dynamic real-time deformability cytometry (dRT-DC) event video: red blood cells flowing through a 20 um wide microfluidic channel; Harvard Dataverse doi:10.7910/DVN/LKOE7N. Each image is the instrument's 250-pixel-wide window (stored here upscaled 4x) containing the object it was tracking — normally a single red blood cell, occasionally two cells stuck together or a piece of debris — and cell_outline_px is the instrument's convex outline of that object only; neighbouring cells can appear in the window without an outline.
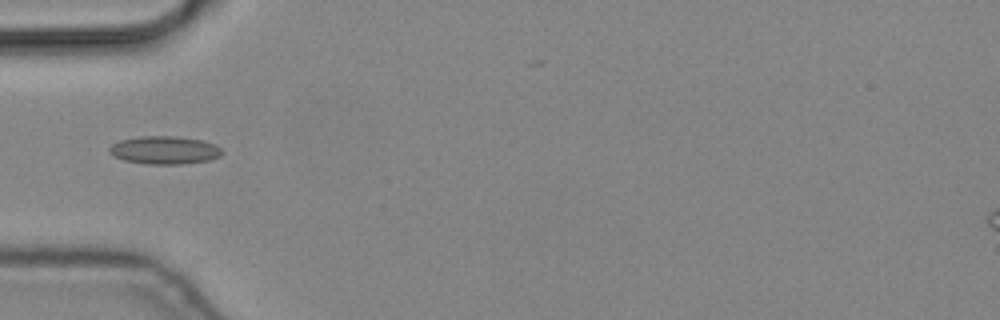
{"species": "common noctule bat (a hibernating species)", "species_latin": "Nyctalus noctula", "temperature_condition": "cold", "stored_images_in_passage": 10, "camera_frame_rate_fps": 3000, "um_per_image_px": 0.085, "animal": {"sex": "male", "body_mass_g": 19.2, "forearm_length_mm": 51.8}, "frame": {"image": 1, "passage_image": 5, "time_ms": 1.333, "image_size_px": [1000, 320], "cell_outline_px": [[224, 152], [220, 156], [208, 160], [180, 164], [148, 164], [124, 160], [112, 156], [108, 152], [108, 148], [112, 144], [120, 140], [140, 136], [176, 136], [204, 140], [216, 144]], "centroid_in_image_um": [13.98, 12.75], "position_along_channel_um": 71.0, "area_um2": 18.55}}
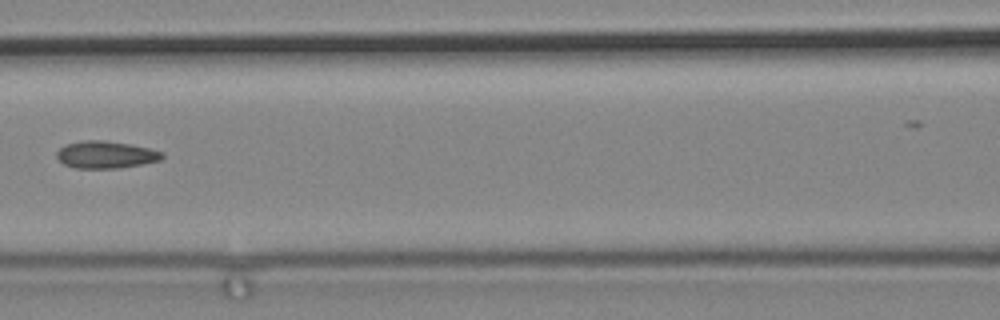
{"frame": {"image": 2, "passage_image": 7, "time_ms": 2.0, "image_size_px": [1000, 320], "cell_outline_px": [[164, 156], [160, 160], [120, 168], [76, 168], [64, 164], [56, 156], [56, 152], [64, 144], [80, 140], [104, 140], [128, 144], [148, 148], [164, 152]], "centroid_in_image_um": [8.96, 13.14], "position_along_channel_um": 157.6, "area_um2": 16.7}}
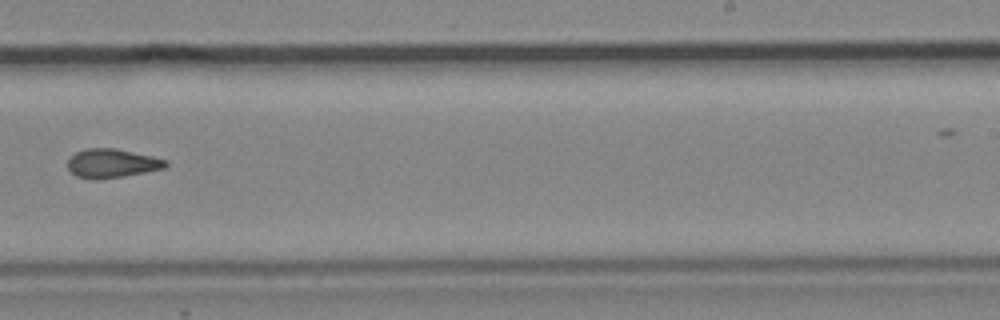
{"frame": {"image": 3, "passage_image": 10, "time_ms": 3.0, "image_size_px": [1000, 320], "cell_outline_px": [[168, 164], [164, 168], [144, 172], [96, 180], [76, 176], [68, 168], [68, 160], [76, 152], [84, 148], [116, 148], [152, 156], [168, 160]], "centroid_in_image_um": [9.51, 13.87], "position_along_channel_um": 279.5, "area_um2": 16.36}}